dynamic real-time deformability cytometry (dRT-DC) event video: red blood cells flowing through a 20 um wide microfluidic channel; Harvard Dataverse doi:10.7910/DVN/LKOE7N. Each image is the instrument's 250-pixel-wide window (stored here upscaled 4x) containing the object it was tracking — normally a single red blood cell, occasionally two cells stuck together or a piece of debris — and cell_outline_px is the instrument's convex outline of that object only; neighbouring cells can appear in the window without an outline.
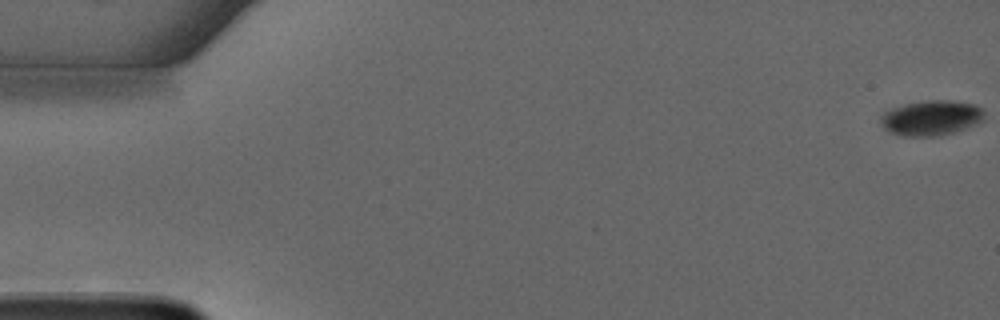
{"species": "common noctule bat (a hibernating species)", "species_latin": "Nyctalus noctula", "temperature_condition": "warm", "stored_images_in_passage": 56, "camera_frame_rate_fps": 3000, "um_per_image_px": 0.085, "animal": {"sex": "male", "forearm_length_mm": 52.5}, "frame": {"image": 1, "passage_image": 1, "time_ms": 0.0, "image_size_px": [1000, 320], "cell_outline_px": [[984, 120], [968, 128], [940, 136], [904, 136], [892, 132], [884, 128], [880, 120], [880, 116], [884, 112], [892, 108], [904, 104], [928, 100], [948, 100], [976, 104], [984, 112]], "centroid_in_image_um": [79.18, 10.02], "position_along_channel_um": 5.8, "area_um2": 21.27}}
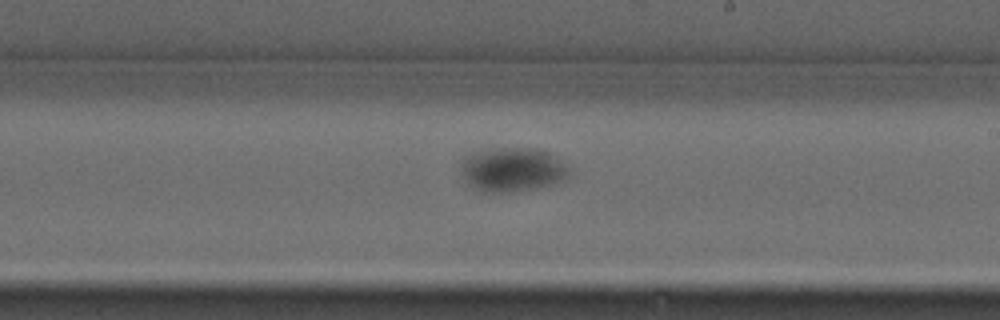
{"frame": {"image": 2, "passage_image": 33, "time_ms": 10.667, "image_size_px": [1000, 320], "cell_outline_px": [[568, 172], [560, 180], [536, 188], [500, 192], [492, 192], [480, 188], [472, 184], [464, 176], [464, 160], [468, 156], [476, 152], [516, 148], [532, 148], [548, 152], [568, 168]], "centroid_in_image_um": [43.6, 14.4], "position_along_channel_um": 245.4, "area_um2": 25.84}}
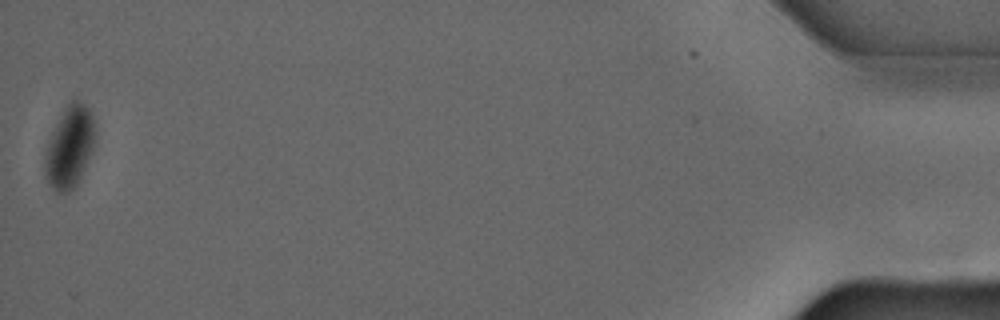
{"frame": {"image": 3, "passage_image": 56, "time_ms": 18.333, "image_size_px": [1000, 320], "cell_outline_px": [[96, 140], [84, 168], [76, 184], [68, 192], [56, 192], [48, 184], [44, 176], [44, 152], [52, 132], [68, 100], [76, 100], [92, 108], [96, 124]], "centroid_in_image_um": [5.92, 12.44], "position_along_channel_um": 429.3, "area_um2": 24.33}, "authors_computed_cell_mechanics": {"area_um2": 23.3801, "velocity_mm_per_s": 3.6883, "shape_relaxation_time_tau1_ms": 3.0162, "shape_relaxation_time_tau2_ms": null, "deformation_change_tau1": 0.1056, "deformation_change_tau2": null}}